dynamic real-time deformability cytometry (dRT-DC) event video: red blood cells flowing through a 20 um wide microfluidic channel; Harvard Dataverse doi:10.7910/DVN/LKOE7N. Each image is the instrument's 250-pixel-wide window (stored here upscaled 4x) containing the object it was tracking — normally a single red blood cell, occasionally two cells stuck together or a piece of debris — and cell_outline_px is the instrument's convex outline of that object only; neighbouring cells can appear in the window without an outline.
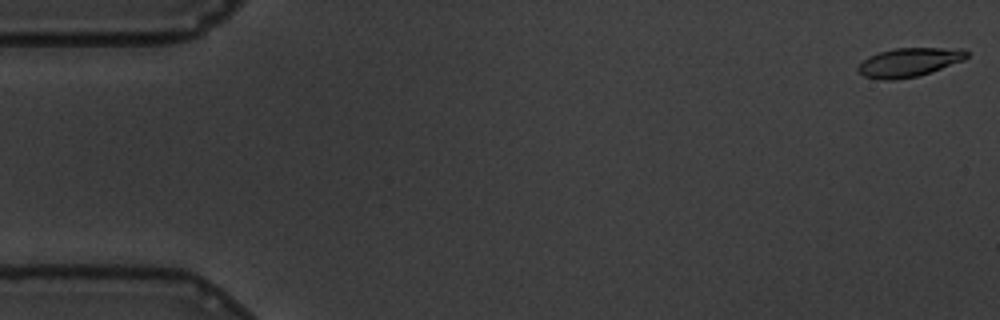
{"species": "common noctule bat (a hibernating species)", "species_latin": "Nyctalus noctula", "temperature_condition": "warm", "stored_images_in_passage": 10, "camera_frame_rate_fps": 3000, "um_per_image_px": 0.085, "animal": {"sex": "male", "body_mass_g": 19.5, "forearm_length_mm": 54.6}, "frame": {"image": 1, "passage_image": 1, "time_ms": 0.0, "image_size_px": [1000, 320], "cell_outline_px": [[968, 56], [964, 60], [916, 76], [892, 80], [884, 80], [864, 76], [856, 68], [868, 56], [880, 52], [896, 48], [964, 48], [968, 52]], "centroid_in_image_um": [77.28, 5.28], "position_along_channel_um": 7.7, "area_um2": 17.98}}